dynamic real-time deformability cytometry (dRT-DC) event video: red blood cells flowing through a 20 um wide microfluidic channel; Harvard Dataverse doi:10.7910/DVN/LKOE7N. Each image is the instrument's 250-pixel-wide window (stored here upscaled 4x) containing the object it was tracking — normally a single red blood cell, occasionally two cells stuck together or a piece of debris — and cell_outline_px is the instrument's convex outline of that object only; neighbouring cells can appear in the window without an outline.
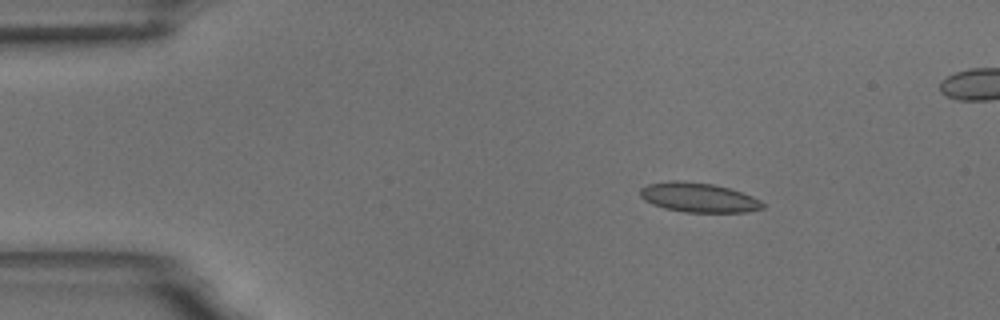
{"species": "common noctule bat (a hibernating species)", "species_latin": "Nyctalus noctula", "temperature_condition": "room temperature", "stored_images_in_passage": 5, "camera_frame_rate_fps": 3000, "um_per_image_px": 0.085, "animal": {"sex": "male", "body_mass_g": 18.8}, "frame": {"image": 1, "passage_image": 2, "time_ms": 2.0, "image_size_px": [1000, 320], "cell_outline_px": [[764, 208], [748, 212], [684, 212], [664, 208], [652, 204], [644, 200], [640, 196], [640, 188], [648, 184], [668, 180], [680, 180], [712, 184], [728, 188], [752, 196], [760, 200], [764, 204]], "centroid_in_image_um": [59.35, 16.78], "position_along_channel_um": 25.7, "area_um2": 21.1}}